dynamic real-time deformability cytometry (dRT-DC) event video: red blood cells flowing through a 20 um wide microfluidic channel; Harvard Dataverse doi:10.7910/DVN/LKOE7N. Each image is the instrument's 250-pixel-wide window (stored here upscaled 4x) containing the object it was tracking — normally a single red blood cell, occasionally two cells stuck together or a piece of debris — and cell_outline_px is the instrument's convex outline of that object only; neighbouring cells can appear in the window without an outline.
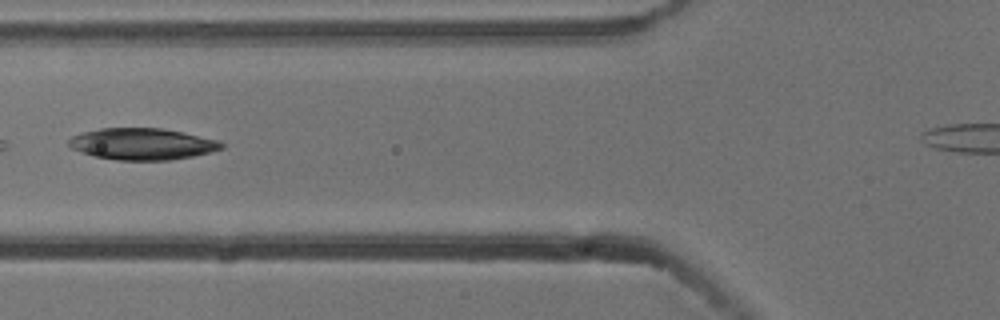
{"species": "common noctule bat (a hibernating species)", "species_latin": "Nyctalus noctula", "temperature_condition": "cold", "stored_images_in_passage": 6, "camera_frame_rate_fps": 3000, "um_per_image_px": 0.085, "animal": {"sex": "male", "body_mass_g": 13.3}, "frame": {"image": 1, "passage_image": 5, "time_ms": 1.333, "image_size_px": [1000, 320], "cell_outline_px": [[224, 148], [212, 152], [172, 160], [116, 160], [96, 156], [72, 148], [68, 144], [68, 140], [72, 136], [84, 132], [100, 128], [160, 128], [220, 140], [224, 144]], "centroid_in_image_um": [12.13, 12.24], "position_along_channel_um": 113.7, "area_um2": 27.92}}
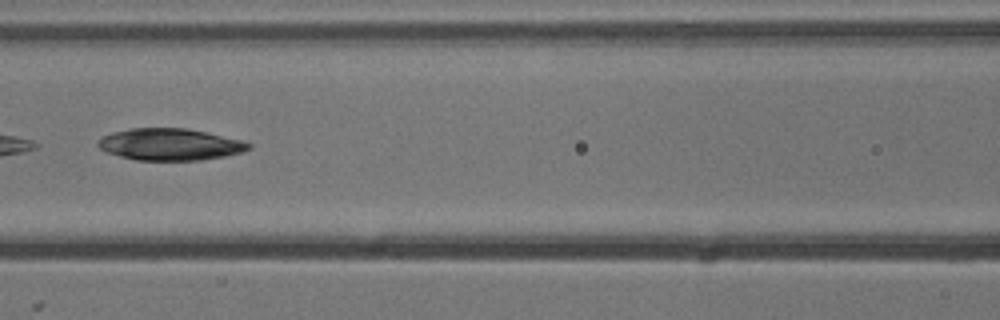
{"frame": {"image": 2, "passage_image": 6, "time_ms": 1.667, "image_size_px": [1000, 320], "cell_outline_px": [[252, 148], [240, 152], [224, 156], [200, 160], [136, 160], [120, 156], [108, 152], [100, 148], [96, 144], [96, 140], [112, 132], [132, 128], [188, 128], [244, 140], [252, 144]], "centroid_in_image_um": [14.47, 12.26], "position_along_channel_um": 152.1, "area_um2": 27.98}}